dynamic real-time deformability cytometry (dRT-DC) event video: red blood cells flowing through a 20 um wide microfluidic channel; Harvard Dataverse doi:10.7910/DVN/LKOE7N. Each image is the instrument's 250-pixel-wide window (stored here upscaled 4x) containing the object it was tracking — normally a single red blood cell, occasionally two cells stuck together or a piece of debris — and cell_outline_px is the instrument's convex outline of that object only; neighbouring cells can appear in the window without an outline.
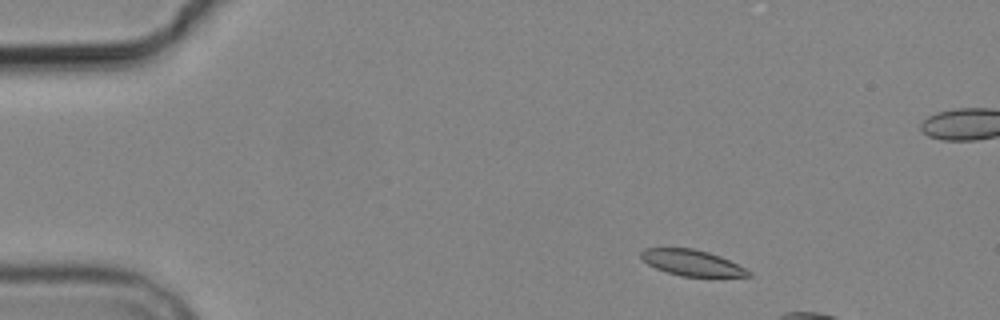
{"species": "common noctule bat (a hibernating species)", "species_latin": "Nyctalus noctula", "temperature_condition": "cold", "stored_images_in_passage": 4, "camera_frame_rate_fps": 3000, "um_per_image_px": 0.085, "animal": {"sex": "male", "body_mass_g": 19.2, "forearm_length_mm": 51.8}, "frame": {"image": 1, "passage_image": 2, "time_ms": 1.333, "image_size_px": [1000, 320], "cell_outline_px": [[752, 276], [680, 276], [656, 268], [648, 264], [640, 256], [640, 252], [644, 248], [692, 248], [708, 252], [720, 256], [752, 272]], "centroid_in_image_um": [58.79, 22.33], "position_along_channel_um": 26.2, "area_um2": 15.95}}